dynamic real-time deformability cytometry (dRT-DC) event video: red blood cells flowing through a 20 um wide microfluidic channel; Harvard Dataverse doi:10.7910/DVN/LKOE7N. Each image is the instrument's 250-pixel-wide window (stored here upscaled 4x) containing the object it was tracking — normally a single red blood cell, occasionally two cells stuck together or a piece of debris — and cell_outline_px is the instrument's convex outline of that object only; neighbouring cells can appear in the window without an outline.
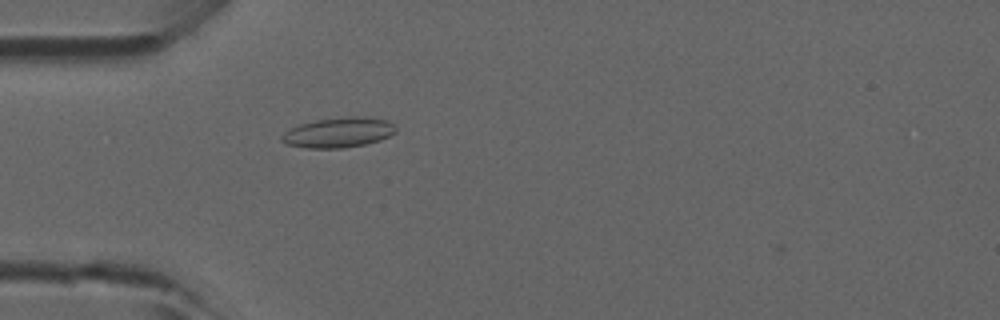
{"species": "common noctule bat (a hibernating species)", "species_latin": "Nyctalus noctula", "temperature_condition": "room temperature", "stored_images_in_passage": 2, "camera_frame_rate_fps": 3000, "um_per_image_px": 0.085, "animal": {"sex": "male", "forearm_length_mm": 52.5}, "frame": {"image": 1, "passage_image": 2, "time_ms": 0.333, "image_size_px": [1000, 320], "cell_outline_px": [[396, 132], [380, 140], [364, 144], [344, 148], [308, 148], [288, 144], [280, 140], [280, 136], [284, 132], [300, 124], [316, 120], [352, 116], [368, 116], [388, 120], [396, 128]], "centroid_in_image_um": [28.79, 11.25], "position_along_channel_um": 56.2, "area_um2": 19.94}}